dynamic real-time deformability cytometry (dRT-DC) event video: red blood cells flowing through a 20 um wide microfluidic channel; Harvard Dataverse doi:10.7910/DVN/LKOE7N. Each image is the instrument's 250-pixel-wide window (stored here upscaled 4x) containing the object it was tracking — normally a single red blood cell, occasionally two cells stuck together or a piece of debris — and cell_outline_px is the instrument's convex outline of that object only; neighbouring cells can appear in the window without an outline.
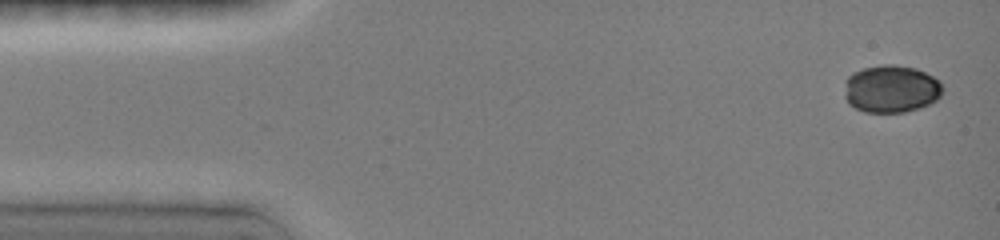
{"species": "common noctule bat (a hibernating species)", "species_latin": "Nyctalus noctula", "temperature_condition": "room temperature", "stored_images_in_passage": 5, "camera_frame_rate_fps": 3000, "um_per_image_px": 0.085, "animal": {"sex": "female", "body_mass_g": 19.0, "forearm_length_mm": 51.5}, "frame": {"image": 1, "passage_image": 1, "time_ms": 0.0, "image_size_px": [1000, 240], "cell_outline_px": [[944, 88], [940, 96], [936, 100], [920, 108], [904, 112], [864, 112], [848, 104], [844, 96], [844, 80], [852, 72], [864, 68], [884, 64], [892, 64], [916, 68], [940, 80]], "centroid_in_image_um": [75.73, 7.55], "position_along_channel_um": 9.3, "area_um2": 27.57}}